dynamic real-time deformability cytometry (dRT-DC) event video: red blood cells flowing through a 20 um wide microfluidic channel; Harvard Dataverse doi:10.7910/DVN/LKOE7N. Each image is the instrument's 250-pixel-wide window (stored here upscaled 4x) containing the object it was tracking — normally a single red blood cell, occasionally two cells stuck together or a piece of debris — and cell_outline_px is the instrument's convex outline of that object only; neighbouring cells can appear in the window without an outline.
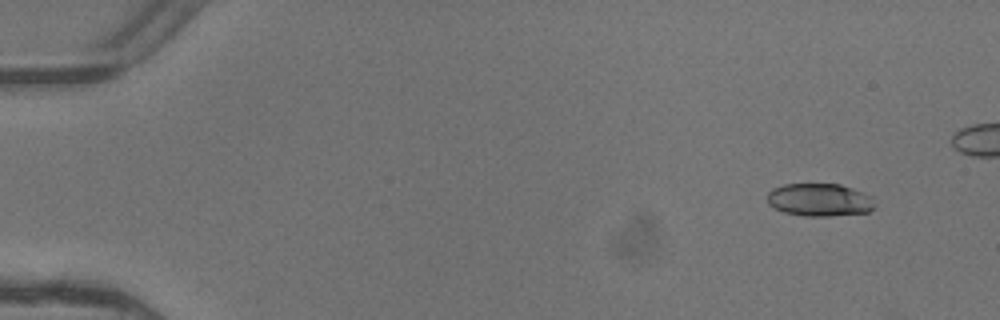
{"species": "common noctule bat (a hibernating species)", "species_latin": "Nyctalus noctula", "temperature_condition": "warm", "stored_images_in_passage": 5, "camera_frame_rate_fps": 3000, "um_per_image_px": 0.085, "animal": {"sex": "female"}, "frame": {"image": 1, "passage_image": 2, "time_ms": 0.333, "image_size_px": [1000, 320], "cell_outline_px": [[876, 204], [868, 212], [828, 216], [804, 216], [784, 212], [768, 204], [768, 192], [772, 188], [784, 184], [840, 184], [864, 192], [872, 196]], "centroid_in_image_um": [69.68, 16.98], "position_along_channel_um": 15.3, "area_um2": 20.63}}